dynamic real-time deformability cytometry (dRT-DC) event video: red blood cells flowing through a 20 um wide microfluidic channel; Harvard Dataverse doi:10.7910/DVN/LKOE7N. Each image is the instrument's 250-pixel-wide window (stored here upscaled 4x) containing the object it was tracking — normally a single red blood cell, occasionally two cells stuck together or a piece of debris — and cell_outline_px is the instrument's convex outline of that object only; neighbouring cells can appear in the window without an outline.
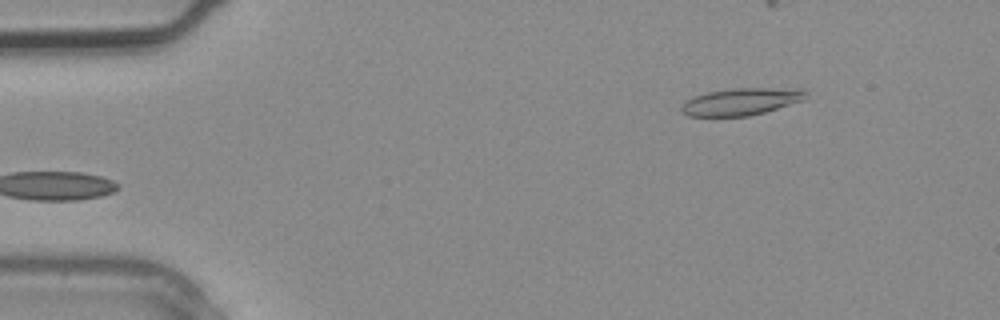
{"species": "common noctule bat (a hibernating species)", "species_latin": "Nyctalus noctula", "temperature_condition": "warm", "stored_images_in_passage": 3, "segment_of_instrument_passage": [1, 2], "camera_frame_rate_fps": 3000, "um_per_image_px": 0.085, "animal": {"sex": "male", "body_mass_g": 20.4}, "frame": {"image": 1, "passage_image": 1, "time_ms": 0.0, "image_size_px": [1000, 320], "cell_outline_px": [[808, 92], [804, 100], [764, 112], [748, 116], [688, 116], [680, 108], [692, 96], [708, 92], [732, 88], [804, 88]], "centroid_in_image_um": [63.05, 8.62], "position_along_channel_um": 21.9, "area_um2": 19.65}}